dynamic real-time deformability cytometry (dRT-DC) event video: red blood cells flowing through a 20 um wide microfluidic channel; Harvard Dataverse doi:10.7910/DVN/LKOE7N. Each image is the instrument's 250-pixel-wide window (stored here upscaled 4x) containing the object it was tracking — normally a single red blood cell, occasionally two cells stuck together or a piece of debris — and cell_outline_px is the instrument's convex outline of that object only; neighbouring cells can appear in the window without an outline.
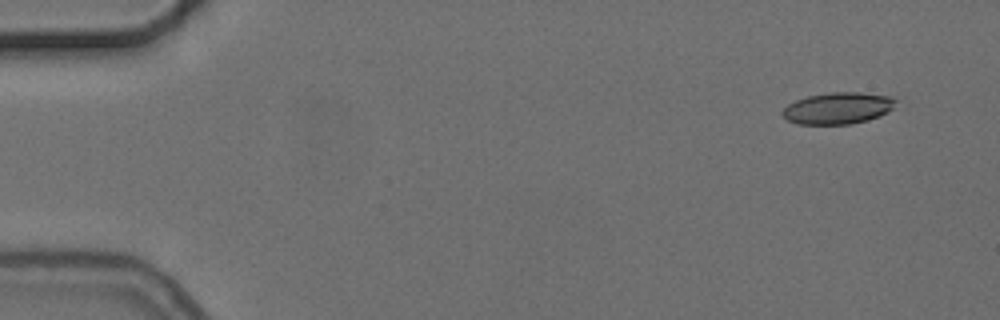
{"species": "common noctule bat (a hibernating species)", "species_latin": "Nyctalus noctula", "temperature_condition": "cold", "stored_images_in_passage": 4, "camera_frame_rate_fps": 3000, "um_per_image_px": 0.085, "animal": {"sex": "female", "body_mass_g": 24.6, "forearm_length_mm": 56.2}, "frame": {"image": 1, "passage_image": 1, "time_ms": 0.0, "image_size_px": [1000, 320], "cell_outline_px": [[896, 100], [892, 108], [880, 116], [868, 120], [852, 124], [796, 124], [788, 120], [780, 112], [788, 104], [796, 100], [808, 96], [832, 92], [860, 92], [892, 96]], "centroid_in_image_um": [71.22, 9.19], "position_along_channel_um": 13.8, "area_um2": 20.87}}
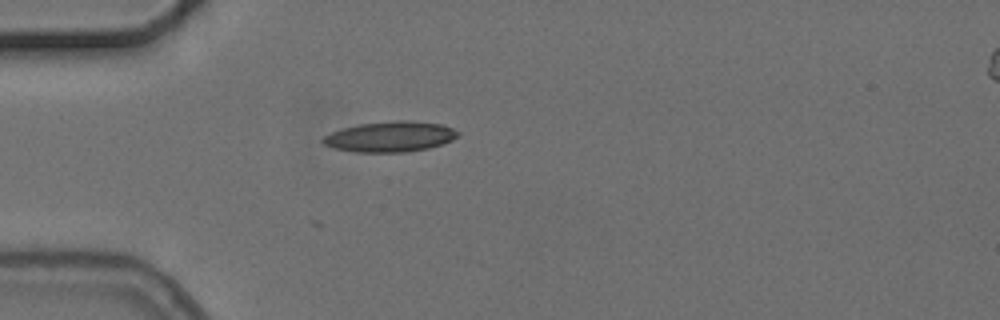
{"frame": {"image": 2, "passage_image": 4, "time_ms": 4.0, "image_size_px": [1000, 320], "cell_outline_px": [[460, 136], [444, 144], [428, 148], [408, 152], [356, 152], [332, 148], [324, 144], [320, 140], [324, 136], [332, 132], [344, 128], [360, 124], [396, 120], [404, 120], [440, 124], [452, 128], [460, 132]], "centroid_in_image_um": [33.18, 11.62], "position_along_channel_um": 51.8, "area_um2": 23.99}}